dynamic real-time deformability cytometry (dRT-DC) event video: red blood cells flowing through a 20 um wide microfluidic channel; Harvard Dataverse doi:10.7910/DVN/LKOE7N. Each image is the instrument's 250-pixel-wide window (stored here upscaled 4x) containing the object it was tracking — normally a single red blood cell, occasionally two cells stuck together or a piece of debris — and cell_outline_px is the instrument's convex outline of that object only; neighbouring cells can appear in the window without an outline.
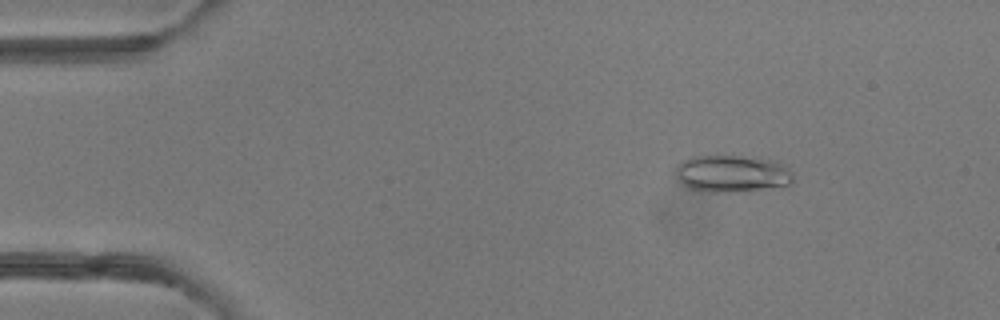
{"species": "common noctule bat (a hibernating species)", "species_latin": "Nyctalus noctula", "temperature_condition": "room temperature", "stored_images_in_passage": 49, "camera_frame_rate_fps": 3000, "um_per_image_px": 0.085, "animal": {"sex": "female"}, "frame": {"image": 1, "passage_image": 7, "time_ms": 2.0, "image_size_px": [1000, 320], "cell_outline_px": [[792, 184], [736, 192], [708, 192], [688, 188], [676, 180], [676, 164], [692, 156], [740, 156], [772, 160], [788, 164], [792, 172]], "centroid_in_image_um": [62.2, 14.76], "position_along_channel_um": 22.8, "area_um2": 25.61}}
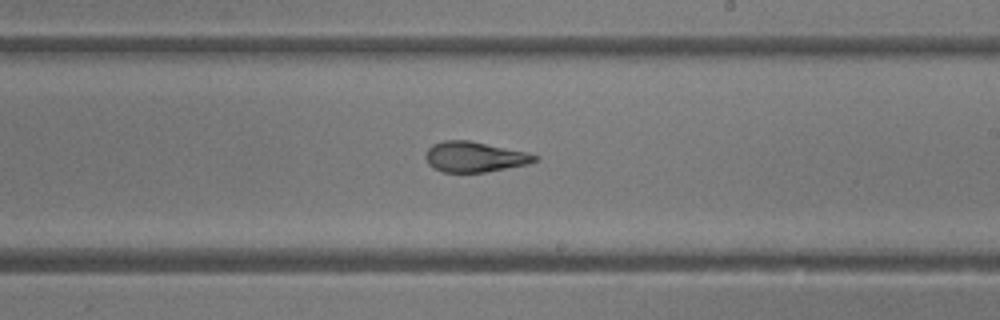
{"frame": {"image": 2, "passage_image": 29, "time_ms": 9.333, "image_size_px": [1000, 320], "cell_outline_px": [[540, 160], [528, 164], [484, 172], [444, 172], [432, 168], [428, 164], [424, 156], [428, 148], [432, 144], [444, 140], [468, 140], [528, 152], [540, 156]], "centroid_in_image_um": [40.34, 13.33], "position_along_channel_um": 248.7, "area_um2": 19.48}}
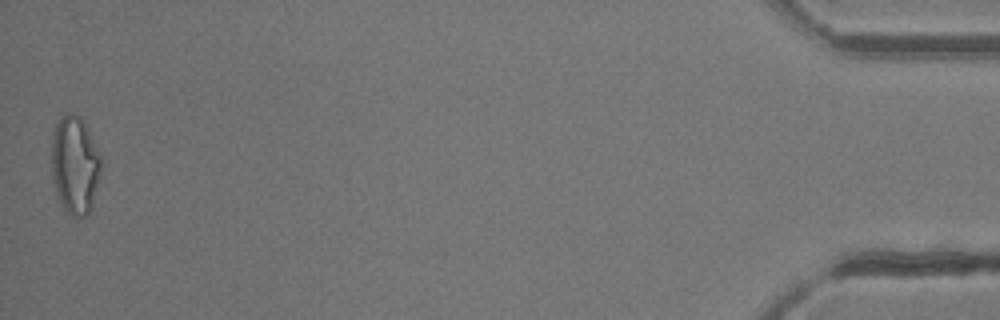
{"frame": {"image": 3, "passage_image": 49, "time_ms": 16.0, "image_size_px": [1000, 320], "cell_outline_px": [[100, 172], [92, 204], [88, 212], [84, 216], [76, 220], [60, 204], [56, 192], [52, 176], [52, 140], [56, 120], [64, 112], [72, 112], [80, 116], [84, 120], [100, 152]], "centroid_in_image_um": [6.35, 13.97], "position_along_channel_um": 428.8, "area_um2": 28.55}, "authors_computed_cell_mechanics": {"area_um2": 21.1548, "velocity_mm_per_s": 4.1743, "shape_relaxation_time_tau1_ms": 5.8662, "shape_relaxation_time_tau2_ms": 1.2874, "deformation_change_tau1": 0.2068, "deformation_change_tau2": 0.1043}}